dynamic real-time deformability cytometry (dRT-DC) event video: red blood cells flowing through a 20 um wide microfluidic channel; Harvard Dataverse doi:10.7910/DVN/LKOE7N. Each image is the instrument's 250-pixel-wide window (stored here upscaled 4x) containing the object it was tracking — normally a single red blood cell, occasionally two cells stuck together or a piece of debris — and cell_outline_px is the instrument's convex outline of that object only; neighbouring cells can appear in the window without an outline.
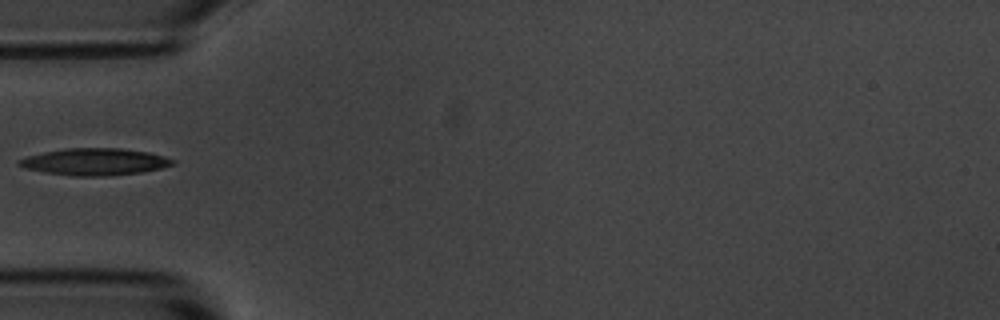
{"species": "common noctule bat (a hibernating species)", "species_latin": "Nyctalus noctula", "temperature_condition": "room temperature", "stored_images_in_passage": 6, "camera_frame_rate_fps": 3000, "um_per_image_px": 0.085, "animal": {"sex": "male", "body_mass_g": 20.1, "forearm_length_mm": 53.5}, "frame": {"image": 1, "passage_image": 6, "time_ms": 5.667, "image_size_px": [1000, 320], "cell_outline_px": [[176, 160], [172, 164], [160, 168], [140, 172], [108, 176], [72, 176], [24, 168], [16, 164], [16, 160], [28, 156], [44, 152], [64, 148], [120, 148], [148, 152], [164, 156]], "centroid_in_image_um": [8.02, 13.74], "position_along_channel_um": 77.0, "area_um2": 23.99}}